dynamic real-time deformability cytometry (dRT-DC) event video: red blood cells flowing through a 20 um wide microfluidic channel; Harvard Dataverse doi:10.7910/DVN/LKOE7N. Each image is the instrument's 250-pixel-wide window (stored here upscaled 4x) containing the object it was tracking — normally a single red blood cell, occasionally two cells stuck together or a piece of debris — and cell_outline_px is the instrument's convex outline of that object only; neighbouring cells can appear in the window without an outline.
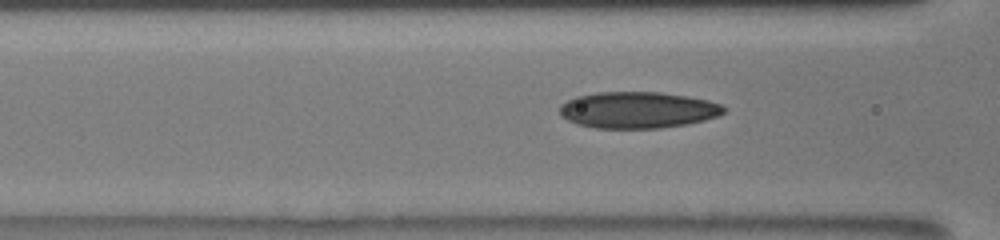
{"species": "human", "species_latin": "Homo sapiens", "temperature_condition": "room temperature", "stored_images_in_passage": 6, "camera_frame_rate_fps": 3000, "um_per_image_px": 0.085, "donor": {"sex": "male"}, "frame": {"image": 1, "passage_image": 3, "time_ms": 0.667, "image_size_px": [1000, 240], "cell_outline_px": [[724, 112], [716, 116], [704, 120], [688, 124], [660, 128], [596, 128], [576, 124], [560, 116], [560, 104], [576, 96], [596, 92], [660, 92], [708, 100], [720, 104], [724, 108]], "centroid_in_image_um": [54.16, 9.35], "position_along_channel_um": 112.4, "area_um2": 34.8}}